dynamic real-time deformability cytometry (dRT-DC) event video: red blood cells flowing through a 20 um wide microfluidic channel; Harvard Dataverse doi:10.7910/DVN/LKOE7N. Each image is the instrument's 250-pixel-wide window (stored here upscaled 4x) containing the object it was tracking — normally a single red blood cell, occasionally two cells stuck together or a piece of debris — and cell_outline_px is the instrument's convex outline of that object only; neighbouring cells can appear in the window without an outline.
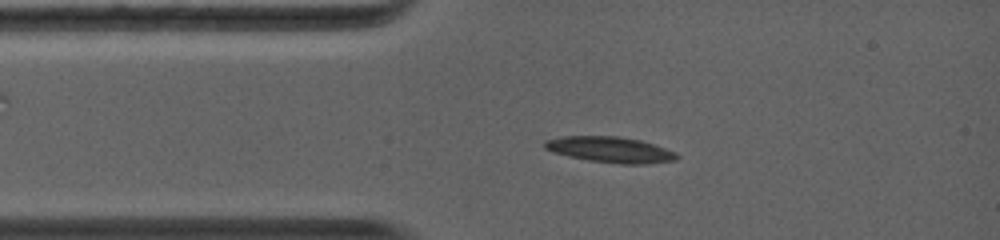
{"species": "common noctule bat (a hibernating species)", "species_latin": "Nyctalus noctula", "temperature_condition": "warm", "stored_images_in_passage": 4, "camera_frame_rate_fps": 5000, "um_per_image_px": 0.085, "animal": {"sex": "female", "body_mass_g": 19.0, "forearm_length_mm": 56.7}, "frame": {"image": 1, "passage_image": 3, "time_ms": 1.6, "image_size_px": [1000, 240], "cell_outline_px": [[680, 156], [676, 160], [644, 164], [620, 164], [588, 160], [556, 152], [544, 148], [544, 140], [564, 136], [620, 136], [640, 140], [676, 152]], "centroid_in_image_um": [51.9, 12.71], "position_along_channel_um": 33.1, "area_um2": 19.65}}